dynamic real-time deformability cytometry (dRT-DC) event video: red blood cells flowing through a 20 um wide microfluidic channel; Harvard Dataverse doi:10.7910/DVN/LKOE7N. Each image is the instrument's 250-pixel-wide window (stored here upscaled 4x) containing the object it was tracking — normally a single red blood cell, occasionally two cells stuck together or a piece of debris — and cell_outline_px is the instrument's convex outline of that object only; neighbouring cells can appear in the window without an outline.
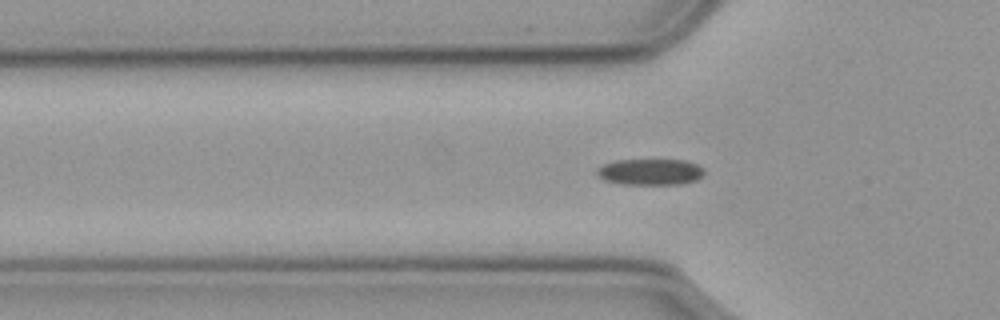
{"species": "common noctule bat (a hibernating species)", "species_latin": "Nyctalus noctula", "temperature_condition": "cold", "stored_images_in_passage": 45, "segment_of_instrument_passage": [1, 2], "camera_frame_rate_fps": 3000, "um_per_image_px": 0.085, "animal": {"sex": "male", "body_mass_g": 23.1, "forearm_length_mm": 52.7}, "frame": {"image": 1, "passage_image": 5, "time_ms": 1.333, "image_size_px": [1000, 320], "cell_outline_px": [[704, 172], [696, 180], [680, 184], [624, 184], [604, 180], [596, 172], [596, 168], [604, 164], [616, 160], [684, 160], [696, 164], [704, 168]], "centroid_in_image_um": [55.26, 14.61], "position_along_channel_um": 70.5, "area_um2": 16.24}}
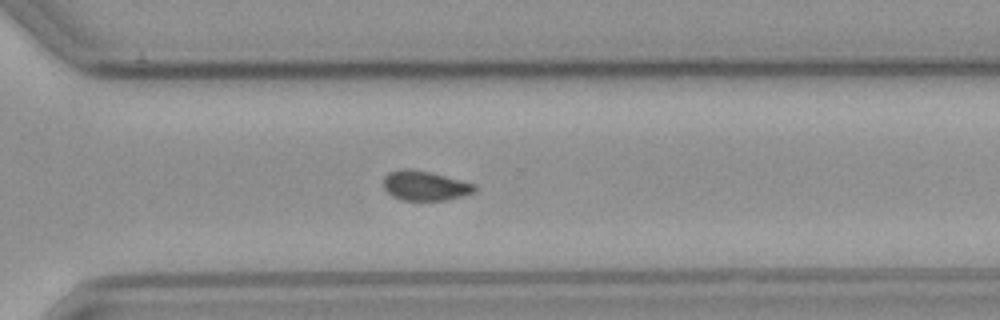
{"frame": {"image": 2, "passage_image": 27, "time_ms": 8.667, "image_size_px": [1000, 320], "cell_outline_px": [[476, 188], [472, 192], [448, 200], [404, 200], [392, 196], [384, 188], [384, 176], [388, 172], [400, 168], [412, 168], [432, 172], [476, 184]], "centroid_in_image_um": [36.09, 15.76], "position_along_channel_um": 334.5, "area_um2": 15.84}}
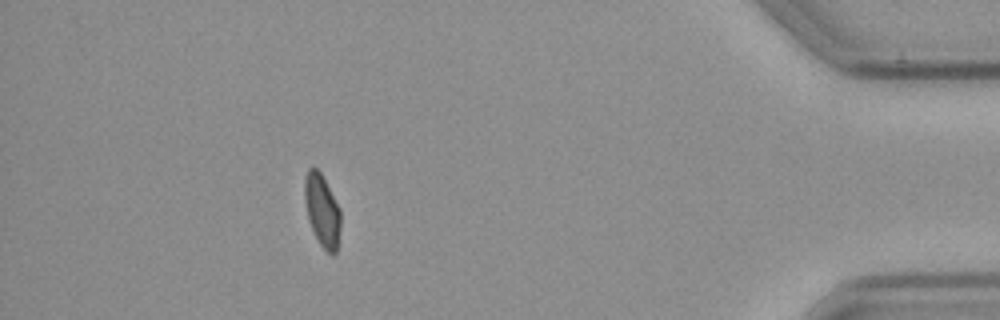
{"frame": {"image": 3, "passage_image": 38, "time_ms": 12.333, "image_size_px": [1000, 320], "cell_outline_px": [[340, 228], [336, 252], [332, 256], [320, 244], [312, 228], [308, 216], [304, 200], [304, 180], [308, 168], [316, 168], [320, 172], [340, 208]], "centroid_in_image_um": [27.38, 17.88], "position_along_channel_um": 407.8, "area_um2": 14.91}}